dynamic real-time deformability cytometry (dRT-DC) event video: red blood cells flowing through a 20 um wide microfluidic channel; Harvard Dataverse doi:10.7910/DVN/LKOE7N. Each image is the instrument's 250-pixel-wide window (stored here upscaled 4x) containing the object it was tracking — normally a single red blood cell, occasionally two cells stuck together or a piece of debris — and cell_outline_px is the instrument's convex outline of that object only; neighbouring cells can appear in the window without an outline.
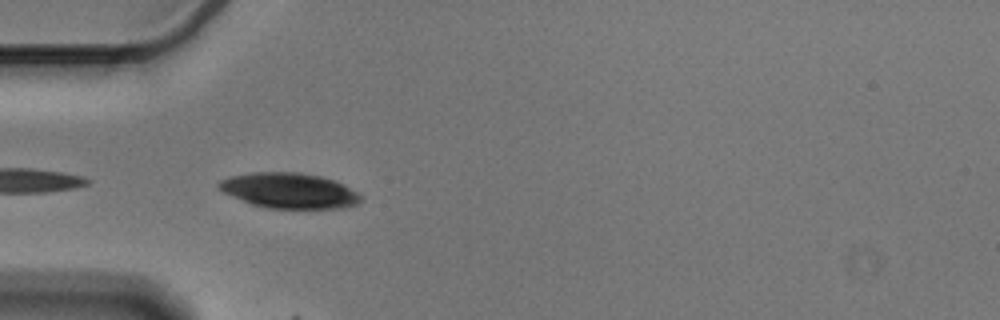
{"species": "Egyptian fruit bat (a non-hibernating species)", "species_latin": "Rousettus aegyptiacus", "temperature_condition": "cold", "stored_images_in_passage": 14, "camera_frame_rate_fps": 3000, "um_per_image_px": 0.085, "animal": {"sex": "male"}, "frame": {"image": 1, "passage_image": 12, "time_ms": 3.667, "image_size_px": [1000, 320], "cell_outline_px": [[360, 200], [356, 204], [344, 208], [268, 208], [252, 204], [232, 196], [216, 188], [216, 184], [220, 180], [228, 176], [252, 172], [300, 172], [320, 176], [332, 180], [356, 192], [360, 196]], "centroid_in_image_um": [24.5, 16.19], "position_along_channel_um": 60.5, "area_um2": 29.02}}